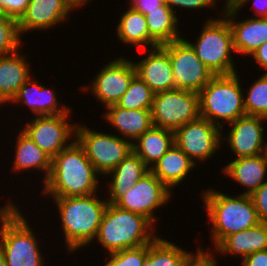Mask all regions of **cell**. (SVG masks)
Here are the masks:
<instances>
[{"label":"cell","mask_w":267,"mask_h":266,"mask_svg":"<svg viewBox=\"0 0 267 266\" xmlns=\"http://www.w3.org/2000/svg\"><path fill=\"white\" fill-rule=\"evenodd\" d=\"M30 77L18 90L17 94L9 103L26 104L34 116H52L66 114L71 109L63 104L59 106L54 89L39 85Z\"/></svg>","instance_id":"obj_19"},{"label":"cell","mask_w":267,"mask_h":266,"mask_svg":"<svg viewBox=\"0 0 267 266\" xmlns=\"http://www.w3.org/2000/svg\"><path fill=\"white\" fill-rule=\"evenodd\" d=\"M165 4L169 6V8L176 13V7H181L180 9H202V8H214L217 6V0H164ZM174 8V9H173Z\"/></svg>","instance_id":"obj_37"},{"label":"cell","mask_w":267,"mask_h":266,"mask_svg":"<svg viewBox=\"0 0 267 266\" xmlns=\"http://www.w3.org/2000/svg\"><path fill=\"white\" fill-rule=\"evenodd\" d=\"M154 228L145 216L108 203L95 240L110 254L150 244L158 236Z\"/></svg>","instance_id":"obj_4"},{"label":"cell","mask_w":267,"mask_h":266,"mask_svg":"<svg viewBox=\"0 0 267 266\" xmlns=\"http://www.w3.org/2000/svg\"><path fill=\"white\" fill-rule=\"evenodd\" d=\"M253 58V62H257V65L264 69V74H267V41L258 47L250 56Z\"/></svg>","instance_id":"obj_41"},{"label":"cell","mask_w":267,"mask_h":266,"mask_svg":"<svg viewBox=\"0 0 267 266\" xmlns=\"http://www.w3.org/2000/svg\"><path fill=\"white\" fill-rule=\"evenodd\" d=\"M17 135L16 150L14 152L15 160L12 163L13 170H16V173L17 171H26L28 169L41 170L45 174L43 179L45 183L51 172L52 158L22 130Z\"/></svg>","instance_id":"obj_26"},{"label":"cell","mask_w":267,"mask_h":266,"mask_svg":"<svg viewBox=\"0 0 267 266\" xmlns=\"http://www.w3.org/2000/svg\"><path fill=\"white\" fill-rule=\"evenodd\" d=\"M164 3V0H130L128 7L146 15L149 11L160 10Z\"/></svg>","instance_id":"obj_39"},{"label":"cell","mask_w":267,"mask_h":266,"mask_svg":"<svg viewBox=\"0 0 267 266\" xmlns=\"http://www.w3.org/2000/svg\"><path fill=\"white\" fill-rule=\"evenodd\" d=\"M259 220L267 223V181L251 194Z\"/></svg>","instance_id":"obj_38"},{"label":"cell","mask_w":267,"mask_h":266,"mask_svg":"<svg viewBox=\"0 0 267 266\" xmlns=\"http://www.w3.org/2000/svg\"><path fill=\"white\" fill-rule=\"evenodd\" d=\"M239 10L229 9L223 12L232 31L234 52L251 56V54L267 41V17L248 18L235 21ZM235 19V20H234Z\"/></svg>","instance_id":"obj_17"},{"label":"cell","mask_w":267,"mask_h":266,"mask_svg":"<svg viewBox=\"0 0 267 266\" xmlns=\"http://www.w3.org/2000/svg\"><path fill=\"white\" fill-rule=\"evenodd\" d=\"M221 128L199 117L174 132V143L195 163L207 161L220 149ZM198 160V161H197Z\"/></svg>","instance_id":"obj_11"},{"label":"cell","mask_w":267,"mask_h":266,"mask_svg":"<svg viewBox=\"0 0 267 266\" xmlns=\"http://www.w3.org/2000/svg\"><path fill=\"white\" fill-rule=\"evenodd\" d=\"M178 18L165 3L160 6V10L149 11L145 15L149 35L159 45L181 39L182 35L178 32Z\"/></svg>","instance_id":"obj_29"},{"label":"cell","mask_w":267,"mask_h":266,"mask_svg":"<svg viewBox=\"0 0 267 266\" xmlns=\"http://www.w3.org/2000/svg\"><path fill=\"white\" fill-rule=\"evenodd\" d=\"M187 253L188 251L173 242L157 236L148 244L143 266H182Z\"/></svg>","instance_id":"obj_30"},{"label":"cell","mask_w":267,"mask_h":266,"mask_svg":"<svg viewBox=\"0 0 267 266\" xmlns=\"http://www.w3.org/2000/svg\"><path fill=\"white\" fill-rule=\"evenodd\" d=\"M30 0H0V15L19 19L26 11Z\"/></svg>","instance_id":"obj_36"},{"label":"cell","mask_w":267,"mask_h":266,"mask_svg":"<svg viewBox=\"0 0 267 266\" xmlns=\"http://www.w3.org/2000/svg\"><path fill=\"white\" fill-rule=\"evenodd\" d=\"M241 266H267V250L248 254L242 260Z\"/></svg>","instance_id":"obj_40"},{"label":"cell","mask_w":267,"mask_h":266,"mask_svg":"<svg viewBox=\"0 0 267 266\" xmlns=\"http://www.w3.org/2000/svg\"><path fill=\"white\" fill-rule=\"evenodd\" d=\"M197 166L175 143L150 168V171L171 191L185 180Z\"/></svg>","instance_id":"obj_23"},{"label":"cell","mask_w":267,"mask_h":266,"mask_svg":"<svg viewBox=\"0 0 267 266\" xmlns=\"http://www.w3.org/2000/svg\"><path fill=\"white\" fill-rule=\"evenodd\" d=\"M267 250V223L239 231L227 236L216 248L222 255L234 254L243 260L248 254Z\"/></svg>","instance_id":"obj_25"},{"label":"cell","mask_w":267,"mask_h":266,"mask_svg":"<svg viewBox=\"0 0 267 266\" xmlns=\"http://www.w3.org/2000/svg\"><path fill=\"white\" fill-rule=\"evenodd\" d=\"M75 139L83 147L95 170L105 176L133 152V143L119 135L76 125Z\"/></svg>","instance_id":"obj_8"},{"label":"cell","mask_w":267,"mask_h":266,"mask_svg":"<svg viewBox=\"0 0 267 266\" xmlns=\"http://www.w3.org/2000/svg\"><path fill=\"white\" fill-rule=\"evenodd\" d=\"M224 175L246 187L241 194H253L267 178V159L264 154L235 158L223 167Z\"/></svg>","instance_id":"obj_21"},{"label":"cell","mask_w":267,"mask_h":266,"mask_svg":"<svg viewBox=\"0 0 267 266\" xmlns=\"http://www.w3.org/2000/svg\"><path fill=\"white\" fill-rule=\"evenodd\" d=\"M20 37L17 19L0 15V57L11 54L21 48Z\"/></svg>","instance_id":"obj_33"},{"label":"cell","mask_w":267,"mask_h":266,"mask_svg":"<svg viewBox=\"0 0 267 266\" xmlns=\"http://www.w3.org/2000/svg\"><path fill=\"white\" fill-rule=\"evenodd\" d=\"M173 144V131L152 126L133 142V151L150 169Z\"/></svg>","instance_id":"obj_27"},{"label":"cell","mask_w":267,"mask_h":266,"mask_svg":"<svg viewBox=\"0 0 267 266\" xmlns=\"http://www.w3.org/2000/svg\"><path fill=\"white\" fill-rule=\"evenodd\" d=\"M162 46L169 53L176 88L199 93L215 76L185 38Z\"/></svg>","instance_id":"obj_10"},{"label":"cell","mask_w":267,"mask_h":266,"mask_svg":"<svg viewBox=\"0 0 267 266\" xmlns=\"http://www.w3.org/2000/svg\"><path fill=\"white\" fill-rule=\"evenodd\" d=\"M203 250L199 247L195 254L188 252L182 266H217L218 260L212 255V251Z\"/></svg>","instance_id":"obj_35"},{"label":"cell","mask_w":267,"mask_h":266,"mask_svg":"<svg viewBox=\"0 0 267 266\" xmlns=\"http://www.w3.org/2000/svg\"><path fill=\"white\" fill-rule=\"evenodd\" d=\"M67 6L68 8L73 11L77 8V10H79L80 6H83L84 4L86 5V3L88 4V1L91 0H62Z\"/></svg>","instance_id":"obj_43"},{"label":"cell","mask_w":267,"mask_h":266,"mask_svg":"<svg viewBox=\"0 0 267 266\" xmlns=\"http://www.w3.org/2000/svg\"><path fill=\"white\" fill-rule=\"evenodd\" d=\"M106 110L104 119L132 143L153 126L151 109H125L113 104Z\"/></svg>","instance_id":"obj_20"},{"label":"cell","mask_w":267,"mask_h":266,"mask_svg":"<svg viewBox=\"0 0 267 266\" xmlns=\"http://www.w3.org/2000/svg\"><path fill=\"white\" fill-rule=\"evenodd\" d=\"M70 113L71 110L66 114L34 116L33 119H29L22 131L53 159L73 142H67L71 136L75 138L77 124L67 121Z\"/></svg>","instance_id":"obj_12"},{"label":"cell","mask_w":267,"mask_h":266,"mask_svg":"<svg viewBox=\"0 0 267 266\" xmlns=\"http://www.w3.org/2000/svg\"><path fill=\"white\" fill-rule=\"evenodd\" d=\"M150 169L133 151L123 159L113 170L105 175H111V181L108 182L109 196L108 203L114 204L127 190L141 179Z\"/></svg>","instance_id":"obj_24"},{"label":"cell","mask_w":267,"mask_h":266,"mask_svg":"<svg viewBox=\"0 0 267 266\" xmlns=\"http://www.w3.org/2000/svg\"><path fill=\"white\" fill-rule=\"evenodd\" d=\"M98 175L101 177L74 139L52 159L51 172L41 192L49 198L93 195L99 190Z\"/></svg>","instance_id":"obj_1"},{"label":"cell","mask_w":267,"mask_h":266,"mask_svg":"<svg viewBox=\"0 0 267 266\" xmlns=\"http://www.w3.org/2000/svg\"><path fill=\"white\" fill-rule=\"evenodd\" d=\"M19 50L0 57V105L9 103L30 78V62ZM31 75V76H30Z\"/></svg>","instance_id":"obj_22"},{"label":"cell","mask_w":267,"mask_h":266,"mask_svg":"<svg viewBox=\"0 0 267 266\" xmlns=\"http://www.w3.org/2000/svg\"><path fill=\"white\" fill-rule=\"evenodd\" d=\"M152 124L175 132L200 117L199 93L179 88L154 94Z\"/></svg>","instance_id":"obj_9"},{"label":"cell","mask_w":267,"mask_h":266,"mask_svg":"<svg viewBox=\"0 0 267 266\" xmlns=\"http://www.w3.org/2000/svg\"><path fill=\"white\" fill-rule=\"evenodd\" d=\"M148 51V52H147ZM148 56L135 61L136 75L154 94L175 89V81L168 51L162 46L146 49Z\"/></svg>","instance_id":"obj_16"},{"label":"cell","mask_w":267,"mask_h":266,"mask_svg":"<svg viewBox=\"0 0 267 266\" xmlns=\"http://www.w3.org/2000/svg\"><path fill=\"white\" fill-rule=\"evenodd\" d=\"M170 191L151 171L139 179L131 189L127 190L115 203L117 207L141 214L154 225V211L165 206L170 200Z\"/></svg>","instance_id":"obj_13"},{"label":"cell","mask_w":267,"mask_h":266,"mask_svg":"<svg viewBox=\"0 0 267 266\" xmlns=\"http://www.w3.org/2000/svg\"><path fill=\"white\" fill-rule=\"evenodd\" d=\"M202 201L206 208L210 236L215 248L229 235L258 225L257 211L251 195L237 194L228 196L215 189L202 192Z\"/></svg>","instance_id":"obj_3"},{"label":"cell","mask_w":267,"mask_h":266,"mask_svg":"<svg viewBox=\"0 0 267 266\" xmlns=\"http://www.w3.org/2000/svg\"><path fill=\"white\" fill-rule=\"evenodd\" d=\"M57 206L66 248L74 252L94 241L108 201L97 193L86 196L52 197Z\"/></svg>","instance_id":"obj_2"},{"label":"cell","mask_w":267,"mask_h":266,"mask_svg":"<svg viewBox=\"0 0 267 266\" xmlns=\"http://www.w3.org/2000/svg\"><path fill=\"white\" fill-rule=\"evenodd\" d=\"M147 253L148 244L110 253L104 266H143Z\"/></svg>","instance_id":"obj_34"},{"label":"cell","mask_w":267,"mask_h":266,"mask_svg":"<svg viewBox=\"0 0 267 266\" xmlns=\"http://www.w3.org/2000/svg\"><path fill=\"white\" fill-rule=\"evenodd\" d=\"M240 84L238 73L215 75L199 92L200 117L222 129L224 122L229 124L247 115Z\"/></svg>","instance_id":"obj_6"},{"label":"cell","mask_w":267,"mask_h":266,"mask_svg":"<svg viewBox=\"0 0 267 266\" xmlns=\"http://www.w3.org/2000/svg\"><path fill=\"white\" fill-rule=\"evenodd\" d=\"M0 266H6L5 257L1 249H0Z\"/></svg>","instance_id":"obj_45"},{"label":"cell","mask_w":267,"mask_h":266,"mask_svg":"<svg viewBox=\"0 0 267 266\" xmlns=\"http://www.w3.org/2000/svg\"><path fill=\"white\" fill-rule=\"evenodd\" d=\"M153 98L151 88L136 75L116 105L125 109H152Z\"/></svg>","instance_id":"obj_31"},{"label":"cell","mask_w":267,"mask_h":266,"mask_svg":"<svg viewBox=\"0 0 267 266\" xmlns=\"http://www.w3.org/2000/svg\"><path fill=\"white\" fill-rule=\"evenodd\" d=\"M119 24L116 28L117 38L123 43L132 44L133 47L144 49L160 46L148 32L145 15L141 12L128 8L126 12L120 14ZM150 46V47H149Z\"/></svg>","instance_id":"obj_28"},{"label":"cell","mask_w":267,"mask_h":266,"mask_svg":"<svg viewBox=\"0 0 267 266\" xmlns=\"http://www.w3.org/2000/svg\"><path fill=\"white\" fill-rule=\"evenodd\" d=\"M12 203L14 201L9 199L0 208V249L6 266H45L32 227L18 206Z\"/></svg>","instance_id":"obj_5"},{"label":"cell","mask_w":267,"mask_h":266,"mask_svg":"<svg viewBox=\"0 0 267 266\" xmlns=\"http://www.w3.org/2000/svg\"><path fill=\"white\" fill-rule=\"evenodd\" d=\"M205 23L196 43L186 41L214 75L237 73L231 55L234 48L228 20L222 15V18H208Z\"/></svg>","instance_id":"obj_7"},{"label":"cell","mask_w":267,"mask_h":266,"mask_svg":"<svg viewBox=\"0 0 267 266\" xmlns=\"http://www.w3.org/2000/svg\"><path fill=\"white\" fill-rule=\"evenodd\" d=\"M136 76L133 61L120 57L108 62L95 76L90 87H81L89 90L97 101L103 103L104 108L116 104L129 88L132 79Z\"/></svg>","instance_id":"obj_14"},{"label":"cell","mask_w":267,"mask_h":266,"mask_svg":"<svg viewBox=\"0 0 267 266\" xmlns=\"http://www.w3.org/2000/svg\"><path fill=\"white\" fill-rule=\"evenodd\" d=\"M246 93L243 95L246 114L267 119V74L258 77Z\"/></svg>","instance_id":"obj_32"},{"label":"cell","mask_w":267,"mask_h":266,"mask_svg":"<svg viewBox=\"0 0 267 266\" xmlns=\"http://www.w3.org/2000/svg\"><path fill=\"white\" fill-rule=\"evenodd\" d=\"M247 2H252L254 4L253 9H255L254 12L257 16L267 17V0H244L236 9L241 11V8H243Z\"/></svg>","instance_id":"obj_42"},{"label":"cell","mask_w":267,"mask_h":266,"mask_svg":"<svg viewBox=\"0 0 267 266\" xmlns=\"http://www.w3.org/2000/svg\"><path fill=\"white\" fill-rule=\"evenodd\" d=\"M72 12L62 0H30L26 11L17 20L20 35L35 30L51 29L67 21Z\"/></svg>","instance_id":"obj_18"},{"label":"cell","mask_w":267,"mask_h":266,"mask_svg":"<svg viewBox=\"0 0 267 266\" xmlns=\"http://www.w3.org/2000/svg\"><path fill=\"white\" fill-rule=\"evenodd\" d=\"M242 1L244 0H226V2H223L225 3V5H223L224 9L222 11L237 8L242 3Z\"/></svg>","instance_id":"obj_44"},{"label":"cell","mask_w":267,"mask_h":266,"mask_svg":"<svg viewBox=\"0 0 267 266\" xmlns=\"http://www.w3.org/2000/svg\"><path fill=\"white\" fill-rule=\"evenodd\" d=\"M265 121L267 119L264 117L250 115L236 119L229 123L231 129L228 136L222 135V145L224 140L228 141V146L237 158L264 154Z\"/></svg>","instance_id":"obj_15"},{"label":"cell","mask_w":267,"mask_h":266,"mask_svg":"<svg viewBox=\"0 0 267 266\" xmlns=\"http://www.w3.org/2000/svg\"><path fill=\"white\" fill-rule=\"evenodd\" d=\"M264 155H265V158L267 159V142H265V146H264Z\"/></svg>","instance_id":"obj_46"}]
</instances>
